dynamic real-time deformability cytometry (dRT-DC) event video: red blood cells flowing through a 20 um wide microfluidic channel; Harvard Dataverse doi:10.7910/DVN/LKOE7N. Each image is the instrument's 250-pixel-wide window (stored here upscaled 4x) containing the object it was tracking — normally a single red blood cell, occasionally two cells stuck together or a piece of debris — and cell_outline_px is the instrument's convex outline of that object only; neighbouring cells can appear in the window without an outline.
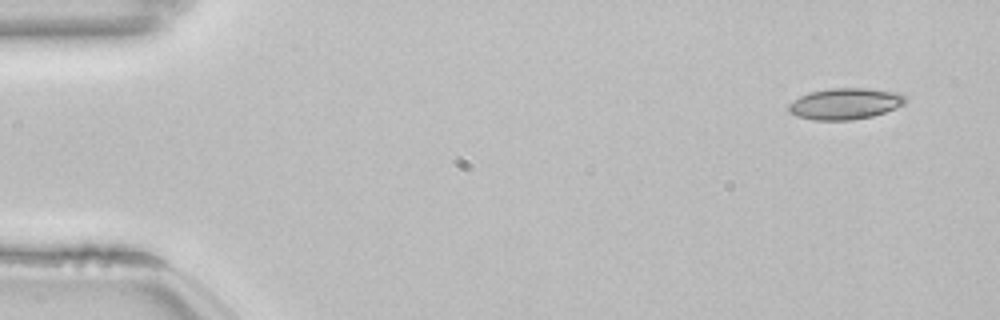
{"species": "common noctule bat (a hibernating species)", "species_latin": "Nyctalus noctula", "temperature_condition": "room temperature", "stored_images_in_passage": 12, "camera_frame_rate_fps": 3000, "um_per_image_px": 0.085, "animal": {"sex": "female", "body_mass_g": 22.7, "forearm_length_mm": 54.2}, "frame": {"image": 1, "passage_image": 1, "time_ms": 0.0, "image_size_px": [1000, 320], "cell_outline_px": [[908, 100], [904, 104], [884, 112], [872, 116], [852, 120], [812, 120], [796, 116], [788, 112], [788, 104], [792, 100], [808, 92], [828, 88], [868, 88], [900, 92]], "centroid_in_image_um": [71.81, 8.81], "position_along_channel_um": 13.2, "area_um2": 21.56}}